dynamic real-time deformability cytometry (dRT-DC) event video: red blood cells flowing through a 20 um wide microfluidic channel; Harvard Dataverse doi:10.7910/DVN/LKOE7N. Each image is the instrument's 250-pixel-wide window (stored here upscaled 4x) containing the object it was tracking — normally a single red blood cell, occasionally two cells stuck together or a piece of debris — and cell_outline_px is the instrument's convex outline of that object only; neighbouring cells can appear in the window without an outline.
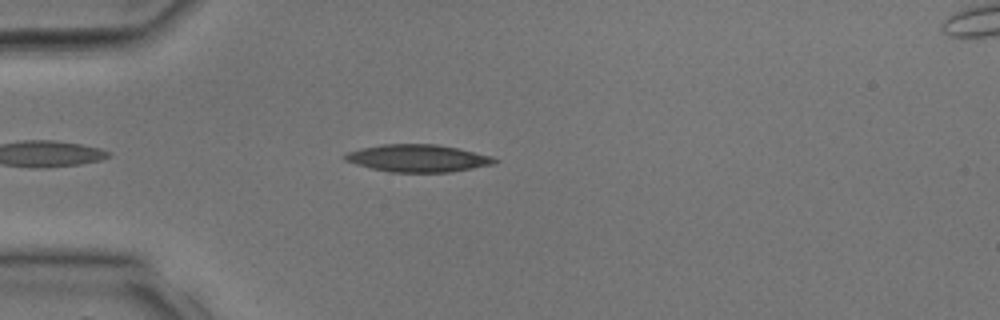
{"species": "common noctule bat (a hibernating species)", "species_latin": "Nyctalus noctula", "temperature_condition": "room temperature", "stored_images_in_passage": 11, "camera_frame_rate_fps": 3000, "um_per_image_px": 0.085, "animal": {"sex": "male", "body_mass_g": 17.9, "forearm_length_mm": 54.2}, "frame": {"image": 1, "passage_image": 2, "time_ms": 0.333, "image_size_px": [1000, 320], "cell_outline_px": [[500, 160], [496, 164], [452, 172], [392, 172], [372, 168], [356, 164], [344, 160], [340, 156], [348, 152], [360, 148], [380, 144], [436, 144], [460, 148], [492, 156]], "centroid_in_image_um": [35.55, 13.44], "position_along_channel_um": 49.5, "area_um2": 24.16}}